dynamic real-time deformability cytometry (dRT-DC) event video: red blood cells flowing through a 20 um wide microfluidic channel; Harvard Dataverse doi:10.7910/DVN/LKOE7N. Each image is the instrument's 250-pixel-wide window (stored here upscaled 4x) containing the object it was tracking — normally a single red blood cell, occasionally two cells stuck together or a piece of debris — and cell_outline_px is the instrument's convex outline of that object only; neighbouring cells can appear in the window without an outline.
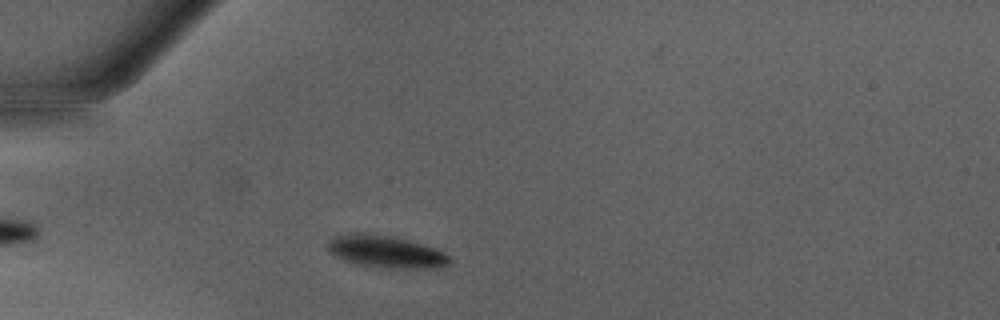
{"species": "Egyptian fruit bat (a non-hibernating species)", "species_latin": "Rousettus aegyptiacus", "temperature_condition": "warm", "stored_images_in_passage": 33, "camera_frame_rate_fps": 3000, "um_per_image_px": 0.085, "animal": {"sex": "male"}, "frame": {"image": 1, "passage_image": 5, "time_ms": 1.333, "image_size_px": [1000, 320], "cell_outline_px": [[452, 260], [448, 264], [432, 268], [380, 268], [356, 264], [344, 260], [336, 256], [324, 244], [332, 236], [348, 232], [364, 232], [392, 236], [408, 240], [436, 248], [444, 252]], "centroid_in_image_um": [32.74, 21.37], "position_along_channel_um": 52.3, "area_um2": 23.24}}
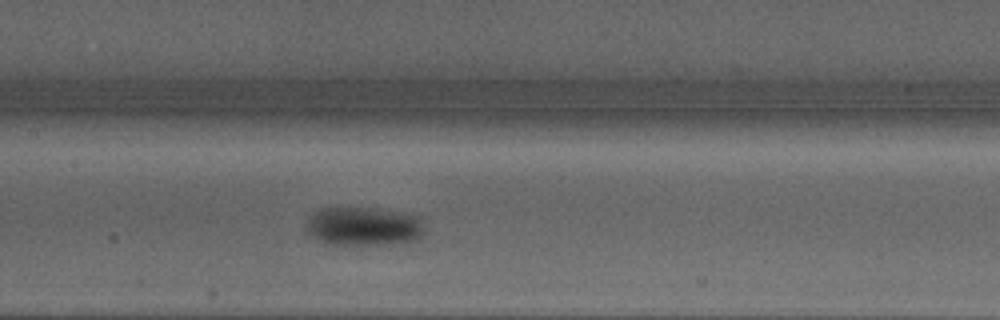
{"frame": {"image": 2, "passage_image": 15, "time_ms": 4.667, "image_size_px": [1000, 320], "cell_outline_px": [[424, 236], [416, 240], [392, 244], [324, 244], [312, 236], [308, 232], [304, 224], [308, 216], [320, 208], [372, 208], [420, 216], [424, 232]], "centroid_in_image_um": [30.88, 19.24], "position_along_channel_um": 176.5, "area_um2": 26.88}}
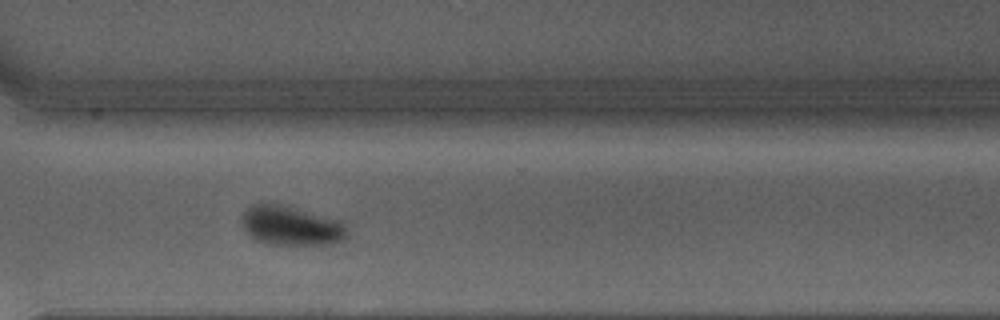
{"frame": {"image": 3, "passage_image": 27, "time_ms": 8.667, "image_size_px": [1000, 320], "cell_outline_px": [[348, 236], [344, 240], [332, 244], [268, 244], [256, 240], [244, 228], [240, 220], [244, 212], [252, 204], [280, 204], [344, 220], [348, 232]], "centroid_in_image_um": [24.81, 19.18], "position_along_channel_um": 345.8, "area_um2": 24.33}, "authors_computed_cell_mechanics": {"area_um2": 24.6806, "velocity_mm_per_s": 4.2345, "shape_relaxation_time_tau1_ms": 1.535, "shape_relaxation_time_tau2_ms": null, "deformation_change_tau1": 0.1432, "deformation_change_tau2": null}}